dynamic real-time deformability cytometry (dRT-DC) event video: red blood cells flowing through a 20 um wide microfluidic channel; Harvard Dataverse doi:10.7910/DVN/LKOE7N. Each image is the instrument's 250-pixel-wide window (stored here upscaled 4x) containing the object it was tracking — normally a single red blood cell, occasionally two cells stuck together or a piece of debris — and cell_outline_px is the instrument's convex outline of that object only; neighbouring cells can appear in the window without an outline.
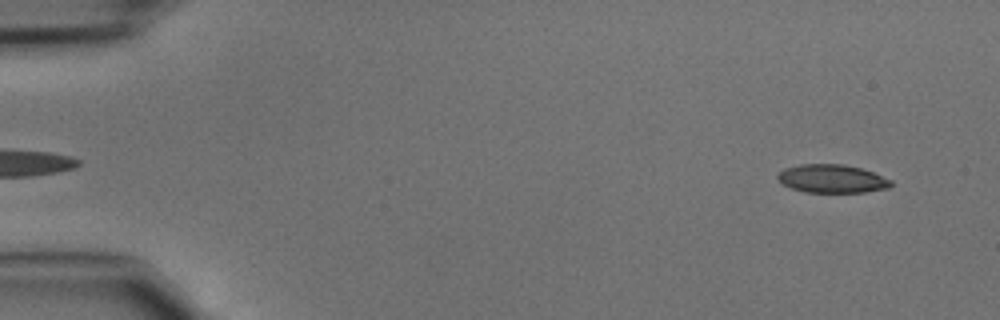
{"species": "common noctule bat (a hibernating species)", "species_latin": "Nyctalus noctula", "temperature_condition": "cold", "stored_images_in_passage": 45, "camera_frame_rate_fps": 3000, "um_per_image_px": 0.085, "animal": {"sex": "male", "body_mass_g": 15.6}, "frame": {"image": 1, "passage_image": 3, "time_ms": 0.667, "image_size_px": [1000, 320], "cell_outline_px": [[892, 184], [888, 188], [864, 192], [804, 192], [792, 188], [784, 184], [776, 176], [784, 168], [800, 164], [844, 164], [860, 168], [872, 172], [892, 180]], "centroid_in_image_um": [70.72, 15.18], "position_along_channel_um": 14.3, "area_um2": 18.55}}
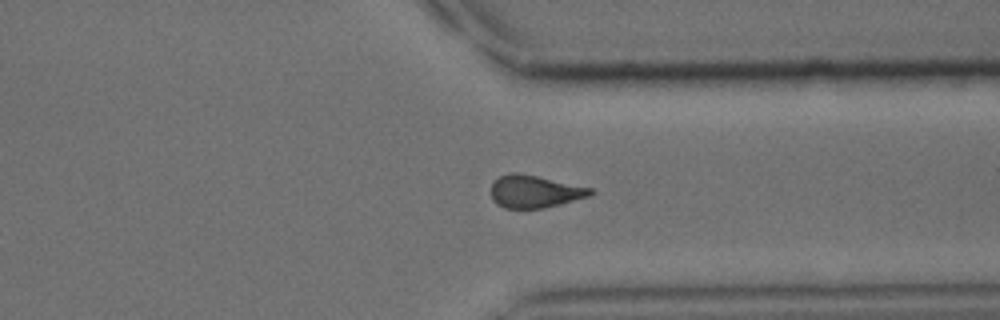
{"frame": {"image": 2, "passage_image": 35, "time_ms": 11.333, "image_size_px": [1000, 320], "cell_outline_px": [[596, 192], [592, 196], [544, 208], [504, 208], [496, 204], [492, 200], [492, 180], [508, 172], [520, 172], [592, 188]], "centroid_in_image_um": [45.45, 16.27], "position_along_channel_um": 365.9, "area_um2": 19.13}}
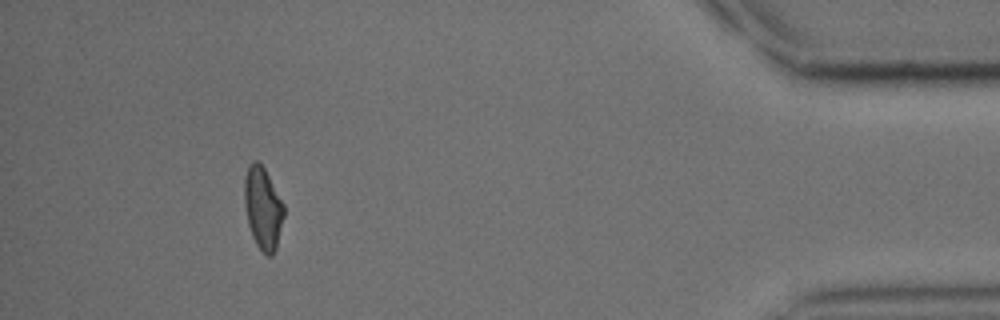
{"frame": {"image": 3, "passage_image": 42, "time_ms": 13.667, "image_size_px": [1000, 320], "cell_outline_px": [[284, 216], [276, 248], [272, 256], [268, 256], [256, 244], [252, 236], [248, 224], [244, 204], [244, 176], [248, 164], [252, 160], [256, 160], [264, 168], [284, 204]], "centroid_in_image_um": [22.33, 17.67], "position_along_channel_um": 412.9, "area_um2": 18.96}}